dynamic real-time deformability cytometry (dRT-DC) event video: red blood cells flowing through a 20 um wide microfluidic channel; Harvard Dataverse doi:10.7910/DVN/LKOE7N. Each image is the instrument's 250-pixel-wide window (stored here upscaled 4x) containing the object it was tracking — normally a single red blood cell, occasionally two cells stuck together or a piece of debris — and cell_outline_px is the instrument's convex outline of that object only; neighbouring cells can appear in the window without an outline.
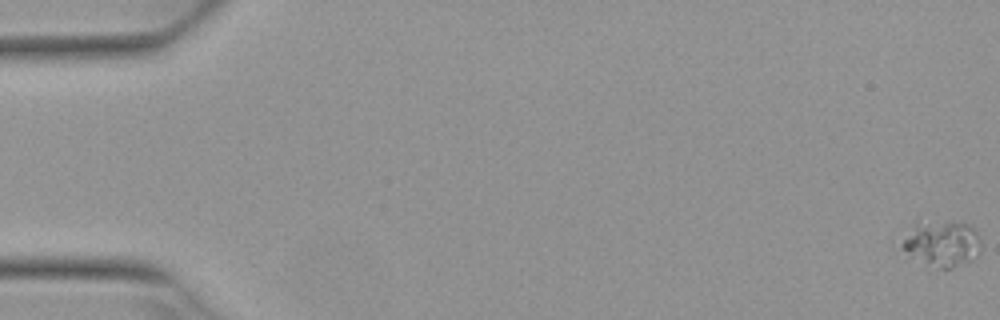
{"species": "Egyptian fruit bat (a non-hibernating species)", "species_latin": "Rousettus aegyptiacus", "temperature_condition": "warm", "stored_images_in_passage": 6, "camera_frame_rate_fps": 3000, "um_per_image_px": 0.085, "animal": {"sex": "female"}, "frame": {"image": 1, "passage_image": 1, "time_ms": 0.0, "image_size_px": [1000, 320], "cell_outline_px": [[980, 252], [972, 260], [952, 268], [936, 268], [908, 252], [904, 248], [904, 240], [916, 224], [968, 224], [972, 228], [980, 244]], "centroid_in_image_um": [80.15, 20.77], "position_along_channel_um": 4.8, "area_um2": 19.31}}
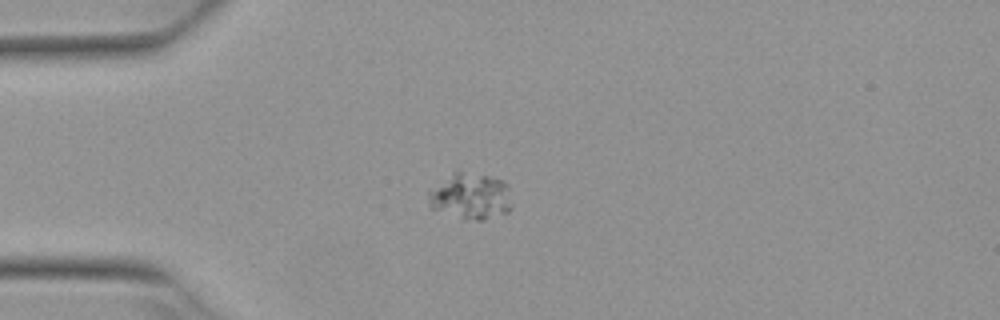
{"frame": {"image": 2, "passage_image": 3, "time_ms": 0.667, "image_size_px": [1000, 320], "cell_outline_px": [[512, 204], [508, 212], [484, 220], [464, 220], [432, 208], [428, 196], [428, 192], [456, 168], [504, 180], [508, 184]], "centroid_in_image_um": [40.03, 16.65], "position_along_channel_um": 45.0, "area_um2": 22.95}}
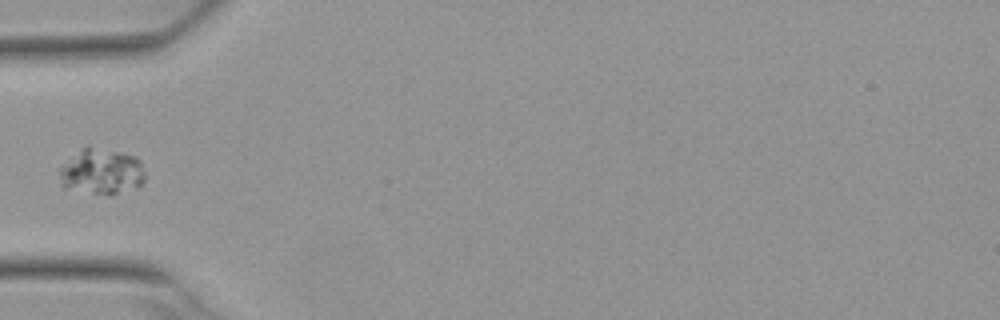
{"frame": {"image": 3, "passage_image": 4, "time_ms": 1.0, "image_size_px": [1000, 320], "cell_outline_px": [[144, 180], [136, 188], [108, 196], [64, 188], [60, 176], [60, 168], [84, 144], [88, 144], [136, 156], [140, 160], [144, 172]], "centroid_in_image_um": [8.64, 14.56], "position_along_channel_um": 76.4, "area_um2": 23.18}}